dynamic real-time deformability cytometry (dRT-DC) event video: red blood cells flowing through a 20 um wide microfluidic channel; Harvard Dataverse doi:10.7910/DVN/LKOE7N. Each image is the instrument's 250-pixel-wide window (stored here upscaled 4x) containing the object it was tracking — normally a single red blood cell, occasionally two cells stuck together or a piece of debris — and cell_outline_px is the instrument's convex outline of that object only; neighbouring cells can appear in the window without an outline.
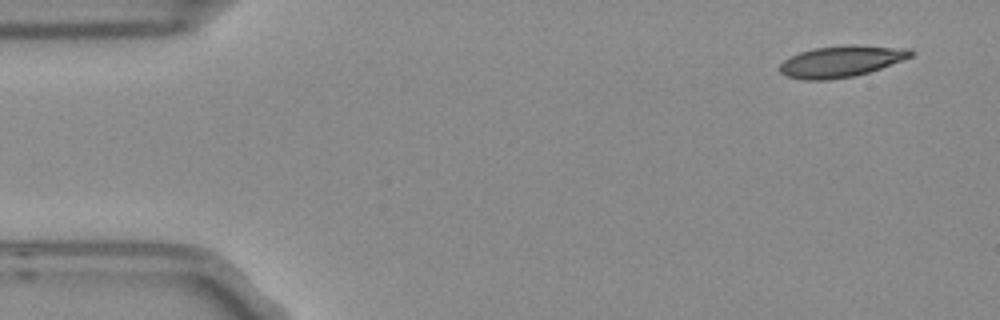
{"species": "Egyptian fruit bat (a non-hibernating species)", "species_latin": "Rousettus aegyptiacus", "temperature_condition": "room temperature", "stored_images_in_passage": 4, "camera_frame_rate_fps": 3000, "um_per_image_px": 0.085, "frame": {"image": 1, "passage_image": 1, "time_ms": 0.0, "image_size_px": [1000, 320], "cell_outline_px": [[916, 52], [912, 56], [880, 68], [856, 76], [824, 80], [804, 80], [784, 76], [776, 68], [784, 60], [800, 52], [812, 48], [844, 44], [856, 44], [912, 48]], "centroid_in_image_um": [71.5, 5.2], "position_along_channel_um": 13.5, "area_um2": 24.39}}